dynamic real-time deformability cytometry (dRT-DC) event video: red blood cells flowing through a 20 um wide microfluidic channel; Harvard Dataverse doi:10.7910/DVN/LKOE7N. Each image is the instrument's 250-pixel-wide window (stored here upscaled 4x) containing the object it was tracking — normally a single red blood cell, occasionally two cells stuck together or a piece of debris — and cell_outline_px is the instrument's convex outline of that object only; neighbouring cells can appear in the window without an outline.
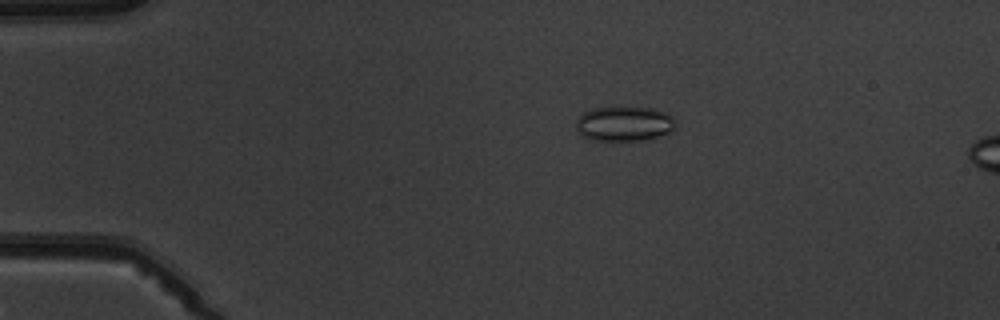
{"species": "common noctule bat (a hibernating species)", "species_latin": "Nyctalus noctula", "temperature_condition": "warm", "stored_images_in_passage": 4, "camera_frame_rate_fps": 3000, "um_per_image_px": 0.085, "animal": {"sex": "male", "body_mass_g": 19.5, "forearm_length_mm": 54.6}, "frame": {"image": 1, "passage_image": 2, "time_ms": 1.333, "image_size_px": [1000, 320], "cell_outline_px": [[676, 124], [668, 132], [660, 136], [648, 140], [588, 140], [580, 136], [576, 132], [576, 120], [584, 112], [592, 108], [652, 108], [672, 116], [676, 120]], "centroid_in_image_um": [53.01, 10.54], "position_along_channel_um": 32.0, "area_um2": 20.17}}